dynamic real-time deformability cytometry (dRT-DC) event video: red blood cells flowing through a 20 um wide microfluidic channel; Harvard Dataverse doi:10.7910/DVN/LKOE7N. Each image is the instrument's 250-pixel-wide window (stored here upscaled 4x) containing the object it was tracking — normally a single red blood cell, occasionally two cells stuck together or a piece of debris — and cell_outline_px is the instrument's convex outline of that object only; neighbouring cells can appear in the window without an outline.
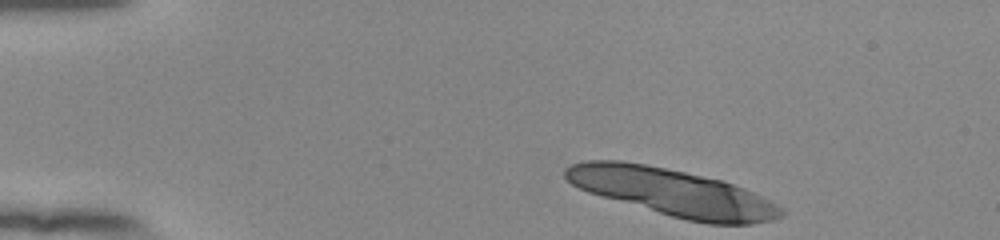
{"species": "human", "species_latin": "Homo sapiens", "temperature_condition": "room temperature", "stored_images_in_passage": 10, "camera_frame_rate_fps": 3000, "um_per_image_px": 0.085, "donor": {"sex": "female"}, "frame": {"image": 1, "passage_image": 1, "time_ms": 0.0, "image_size_px": [1000, 240], "cell_outline_px": [[784, 216], [776, 220], [752, 224], [708, 224], [688, 220], [672, 216], [588, 192], [572, 184], [564, 176], [564, 168], [572, 164], [588, 160], [620, 160], [644, 164], [724, 180], [744, 188], [768, 200], [780, 208], [784, 212]], "centroid_in_image_um": [57.18, 16.35], "position_along_channel_um": 27.8, "area_um2": 58.72}}